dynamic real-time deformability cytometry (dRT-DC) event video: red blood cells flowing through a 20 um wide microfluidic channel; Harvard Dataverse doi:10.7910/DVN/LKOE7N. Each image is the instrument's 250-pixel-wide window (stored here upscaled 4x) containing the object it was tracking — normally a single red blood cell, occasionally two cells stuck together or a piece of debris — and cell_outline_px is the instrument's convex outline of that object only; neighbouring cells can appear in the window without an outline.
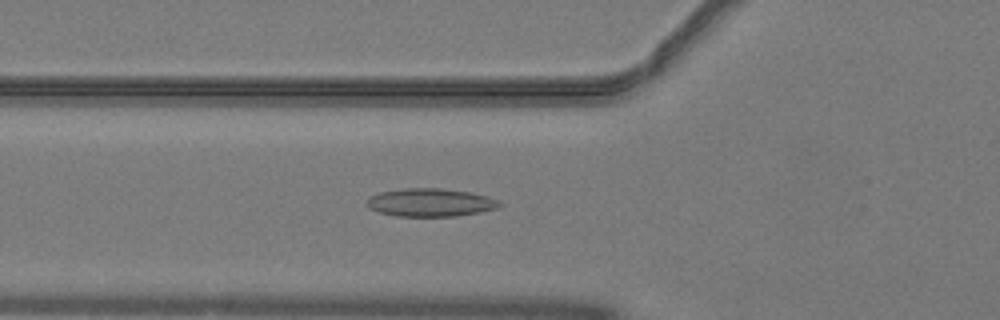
{"species": "common noctule bat (a hibernating species)", "species_latin": "Nyctalus noctula", "temperature_condition": "warm", "stored_images_in_passage": 50, "camera_frame_rate_fps": 3000, "um_per_image_px": 0.085, "animal": {"sex": "male", "body_mass_g": 19.2, "forearm_length_mm": 51.8}, "frame": {"image": 1, "passage_image": 18, "time_ms": 5.667, "image_size_px": [1000, 320], "cell_outline_px": [[504, 204], [500, 208], [480, 212], [456, 216], [396, 216], [380, 212], [368, 208], [368, 200], [372, 196], [380, 192], [404, 188], [440, 188], [472, 192], [488, 196], [500, 200]], "centroid_in_image_um": [36.68, 17.21], "position_along_channel_um": 89.1, "area_um2": 21.85}}
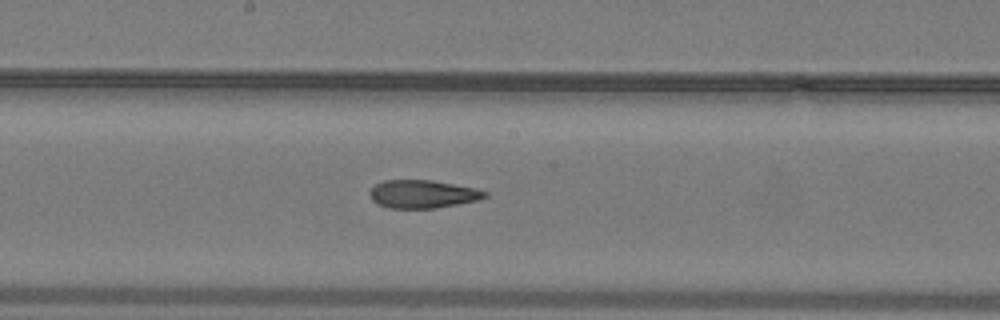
{"frame": {"image": 2, "passage_image": 27, "time_ms": 8.667, "image_size_px": [1000, 320], "cell_outline_px": [[488, 196], [480, 200], [436, 208], [388, 208], [376, 204], [372, 200], [368, 192], [376, 184], [384, 180], [432, 180], [476, 188], [488, 192]], "centroid_in_image_um": [35.93, 16.5], "position_along_channel_um": 212.3, "area_um2": 19.02}}
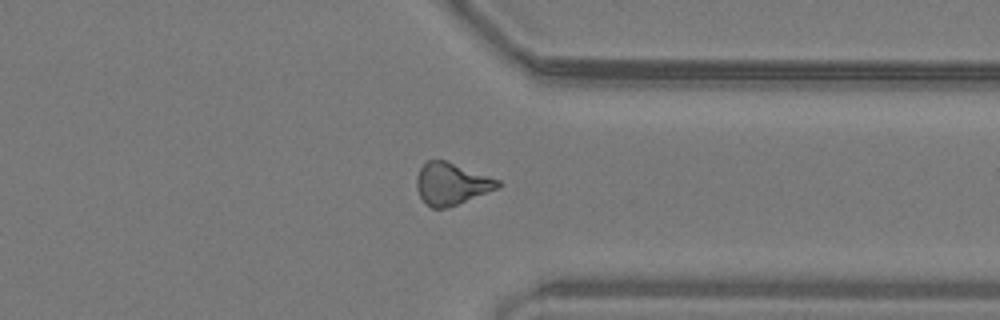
{"frame": {"image": 3, "passage_image": 39, "time_ms": 12.667, "image_size_px": [1000, 320], "cell_outline_px": [[504, 184], [500, 188], [448, 208], [432, 208], [420, 196], [416, 188], [416, 176], [420, 168], [428, 160], [444, 160], [500, 180]], "centroid_in_image_um": [38.4, 15.63], "position_along_channel_um": 373.0, "area_um2": 19.88}, "authors_computed_cell_mechanics": {"area_um2": 19.8254, "velocity_mm_per_s": 4.0658, "shape_relaxation_time_tau1_ms": null, "shape_relaxation_time_tau2_ms": 3.6966, "deformation_change_tau1": null, "deformation_change_tau2": 0.1365}}